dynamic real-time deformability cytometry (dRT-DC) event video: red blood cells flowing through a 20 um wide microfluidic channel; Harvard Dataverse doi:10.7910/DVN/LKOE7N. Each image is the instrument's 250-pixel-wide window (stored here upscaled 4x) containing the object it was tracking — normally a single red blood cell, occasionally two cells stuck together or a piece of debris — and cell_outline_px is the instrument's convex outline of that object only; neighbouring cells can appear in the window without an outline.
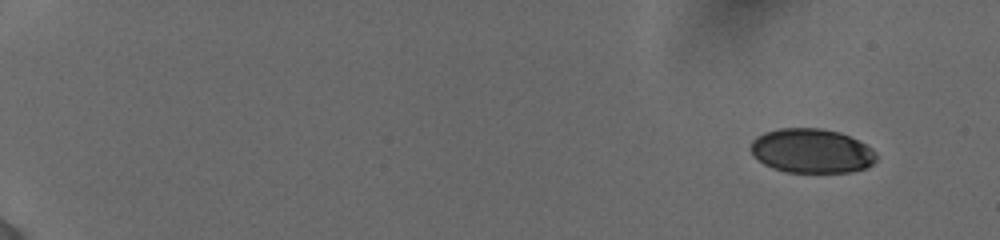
{"species": "human", "species_latin": "Homo sapiens", "temperature_condition": "cold", "stored_images_in_passage": 87, "camera_frame_rate_fps": 3000, "um_per_image_px": 0.085, "donor": {"sex": "female"}, "frame": {"image": 1, "passage_image": 1, "time_ms": 0.0, "image_size_px": [1000, 240], "cell_outline_px": [[876, 160], [868, 168], [852, 172], [784, 172], [772, 168], [764, 164], [752, 156], [752, 140], [756, 136], [764, 132], [780, 128], [820, 128], [840, 132], [872, 148], [876, 152]], "centroid_in_image_um": [68.98, 12.83], "position_along_channel_um": 16.0, "area_um2": 32.6}}
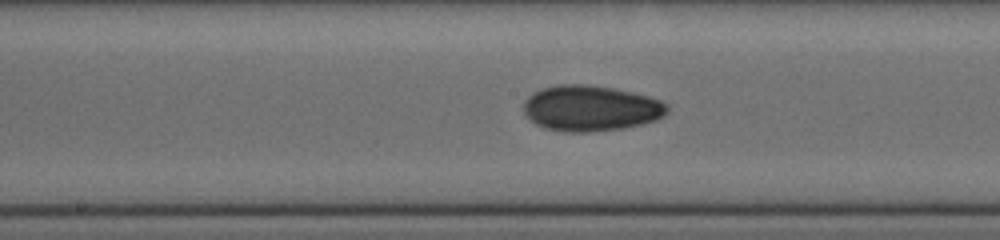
{"frame": {"image": 2, "passage_image": 49, "time_ms": 9.333, "image_size_px": [1000, 240], "cell_outline_px": [[668, 112], [664, 116], [656, 120], [644, 124], [624, 128], [588, 132], [564, 132], [544, 128], [536, 124], [524, 112], [524, 100], [532, 92], [544, 88], [560, 84], [584, 84], [612, 88], [632, 92], [648, 96], [660, 100], [668, 104]], "centroid_in_image_um": [50.23, 9.21], "position_along_channel_um": 198.0, "area_um2": 38.38}}
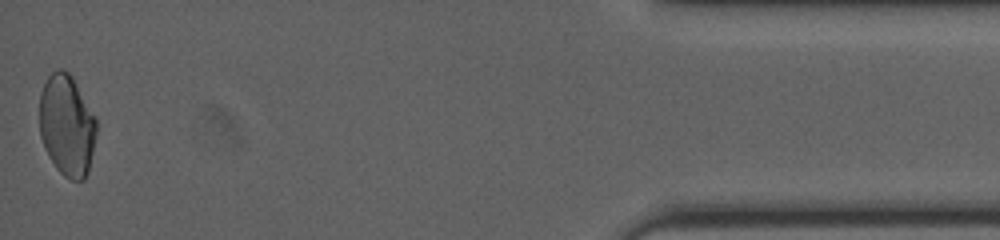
{"frame": {"image": 3, "passage_image": 86, "time_ms": 17.0, "image_size_px": [1000, 240], "cell_outline_px": [[96, 136], [88, 172], [84, 180], [72, 180], [64, 176], [56, 168], [48, 156], [44, 148], [40, 136], [40, 92], [48, 76], [52, 72], [60, 68], [68, 72], [72, 76], [96, 116]], "centroid_in_image_um": [5.69, 10.66], "position_along_channel_um": 429.5, "area_um2": 33.81}, "authors_computed_cell_mechanics": {"area_um2": 35.0846, "velocity_mm_per_s": 3.8853, "shape_relaxation_time_tau1_ms": 8.3747, "shape_relaxation_time_tau2_ms": 4.1613, "deformation_change_tau1": 0.1469, "deformation_change_tau2": 0.0748}}